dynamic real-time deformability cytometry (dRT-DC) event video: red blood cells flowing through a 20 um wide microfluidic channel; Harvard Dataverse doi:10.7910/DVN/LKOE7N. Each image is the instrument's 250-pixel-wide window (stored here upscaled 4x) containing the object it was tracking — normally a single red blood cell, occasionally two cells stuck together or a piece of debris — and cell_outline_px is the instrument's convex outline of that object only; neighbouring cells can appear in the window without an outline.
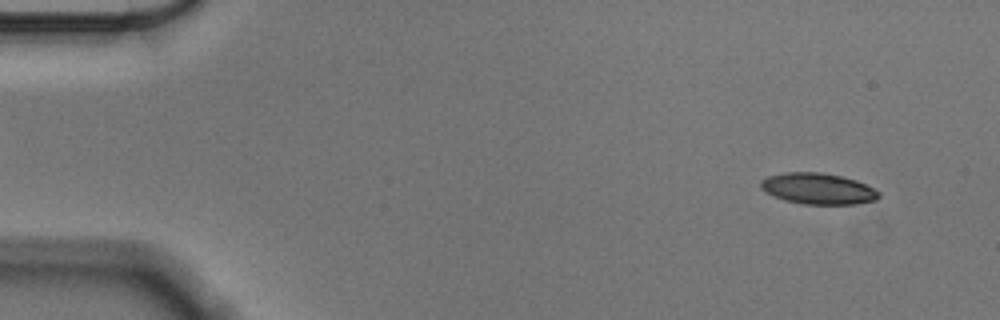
{"species": "Egyptian fruit bat (a non-hibernating species)", "species_latin": "Rousettus aegyptiacus", "temperature_condition": "cold", "stored_images_in_passage": 56, "camera_frame_rate_fps": 3000, "um_per_image_px": 0.085, "animal": {"sex": "male"}, "frame": {"image": 1, "passage_image": 4, "time_ms": 1.0, "image_size_px": [1000, 320], "cell_outline_px": [[880, 196], [876, 200], [856, 204], [804, 204], [784, 200], [772, 196], [764, 192], [760, 188], [760, 180], [768, 176], [784, 172], [820, 172], [840, 176], [856, 180], [880, 192]], "centroid_in_image_um": [69.49, 16.04], "position_along_channel_um": 15.5, "area_um2": 21.5}}
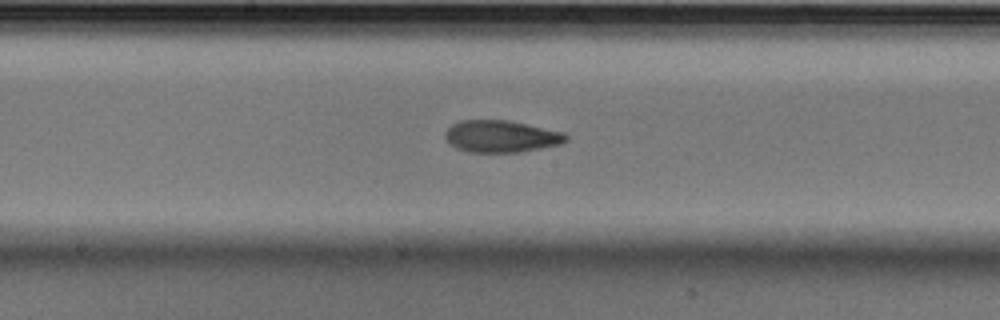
{"frame": {"image": 2, "passage_image": 29, "time_ms": 9.333, "image_size_px": [1000, 320], "cell_outline_px": [[568, 140], [560, 144], [520, 152], [468, 152], [456, 148], [444, 136], [444, 132], [452, 124], [460, 120], [508, 120], [564, 132], [568, 136]], "centroid_in_image_um": [42.59, 11.58], "position_along_channel_um": 205.6, "area_um2": 22.48}}
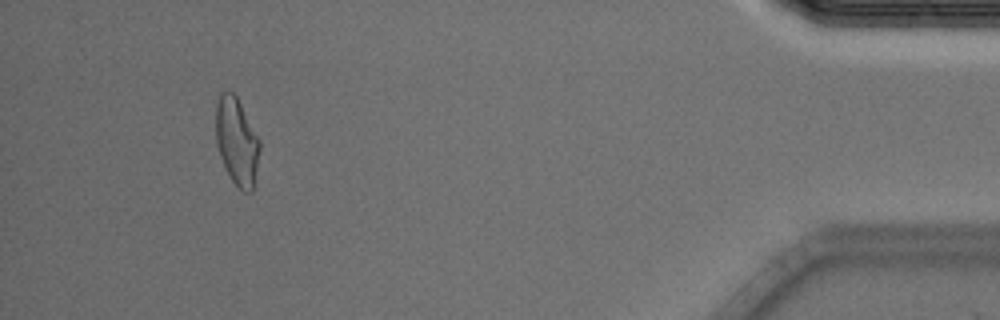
{"frame": {"image": 3, "passage_image": 52, "time_ms": 17.0, "image_size_px": [1000, 320], "cell_outline_px": [[260, 148], [252, 192], [244, 192], [236, 188], [220, 156], [216, 144], [216, 104], [220, 92], [232, 92], [236, 96], [260, 140]], "centroid_in_image_um": [20.12, 12.03], "position_along_channel_um": 415.1, "area_um2": 22.14}, "authors_computed_cell_mechanics": {"area_um2": 22.4842, "velocity_mm_per_s": 3.5517, "shape_relaxation_time_tau1_ms": 5.7219, "shape_relaxation_time_tau2_ms": 3.9568, "deformation_change_tau1": 0.1598, "deformation_change_tau2": 0.1055}}